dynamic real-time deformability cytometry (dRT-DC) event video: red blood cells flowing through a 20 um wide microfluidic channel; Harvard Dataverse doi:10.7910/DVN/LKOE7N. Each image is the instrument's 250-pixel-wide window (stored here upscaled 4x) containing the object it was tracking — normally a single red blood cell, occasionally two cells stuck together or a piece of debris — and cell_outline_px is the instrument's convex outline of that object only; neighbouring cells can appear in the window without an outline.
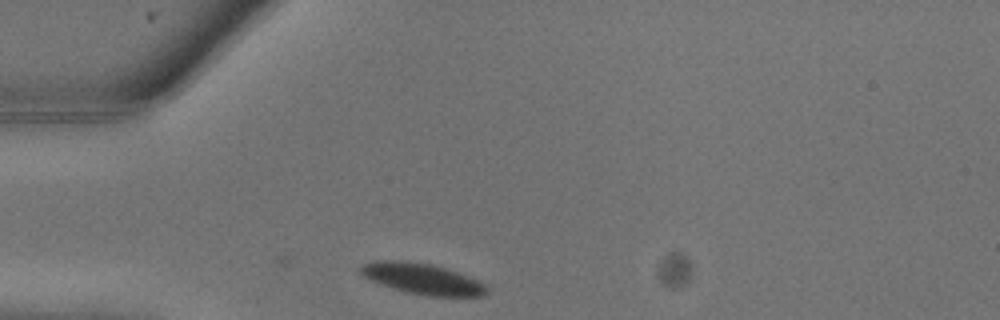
{"species": "common noctule bat (a hibernating species)", "species_latin": "Nyctalus noctula", "temperature_condition": "warm", "stored_images_in_passage": 11, "camera_frame_rate_fps": 3000, "um_per_image_px": 0.085, "animal": {"sex": "male", "body_mass_g": 13.3}, "frame": {"image": 1, "passage_image": 1, "time_ms": 0.0, "image_size_px": [1000, 320], "cell_outline_px": [[488, 292], [480, 296], [428, 296], [408, 292], [392, 288], [380, 284], [364, 276], [360, 272], [360, 268], [364, 264], [376, 260], [400, 260], [428, 264], [444, 268], [468, 276], [484, 284], [488, 288]], "centroid_in_image_um": [35.88, 23.7], "position_along_channel_um": 49.1, "area_um2": 22.25}}
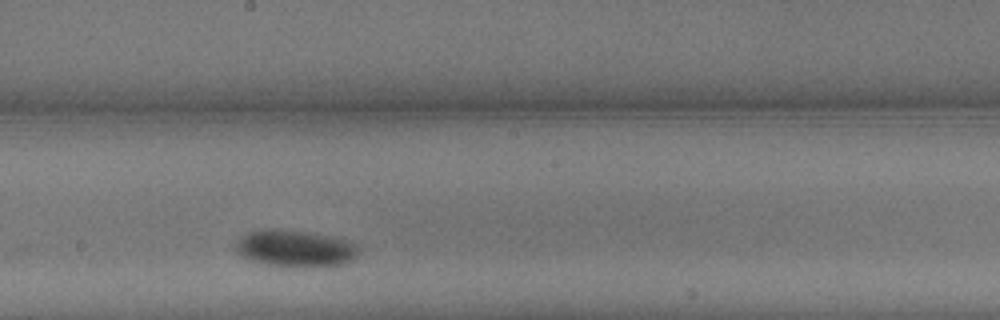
{"frame": {"image": 2, "passage_image": 8, "time_ms": 2.333, "image_size_px": [1000, 320], "cell_outline_px": [[360, 252], [352, 260], [344, 264], [324, 268], [292, 268], [268, 264], [252, 260], [244, 256], [236, 248], [236, 244], [248, 232], [260, 228], [276, 228], [332, 236], [348, 240], [360, 244]], "centroid_in_image_um": [25.21, 21.14], "position_along_channel_um": 223.0, "area_um2": 26.93}}
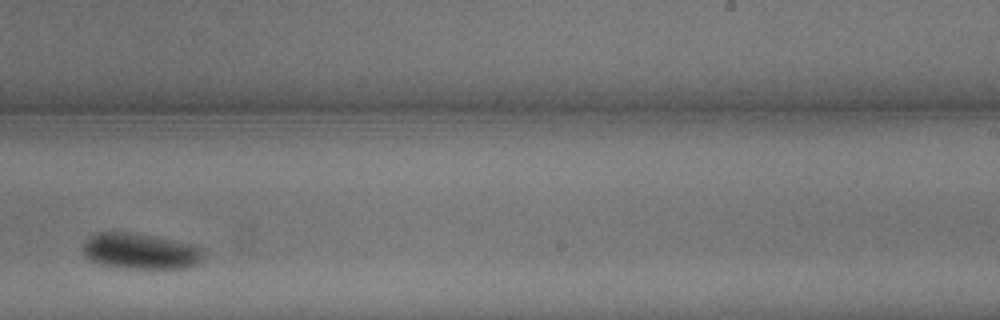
{"frame": {"image": 3, "passage_image": 10, "time_ms": 3.0, "image_size_px": [1000, 320], "cell_outline_px": [[204, 256], [196, 264], [188, 268], [124, 268], [100, 264], [88, 260], [84, 256], [84, 244], [92, 236], [100, 232], [136, 232], [172, 240], [188, 244], [200, 248], [204, 252]], "centroid_in_image_um": [11.92, 21.36], "position_along_channel_um": 277.1, "area_um2": 24.97}}